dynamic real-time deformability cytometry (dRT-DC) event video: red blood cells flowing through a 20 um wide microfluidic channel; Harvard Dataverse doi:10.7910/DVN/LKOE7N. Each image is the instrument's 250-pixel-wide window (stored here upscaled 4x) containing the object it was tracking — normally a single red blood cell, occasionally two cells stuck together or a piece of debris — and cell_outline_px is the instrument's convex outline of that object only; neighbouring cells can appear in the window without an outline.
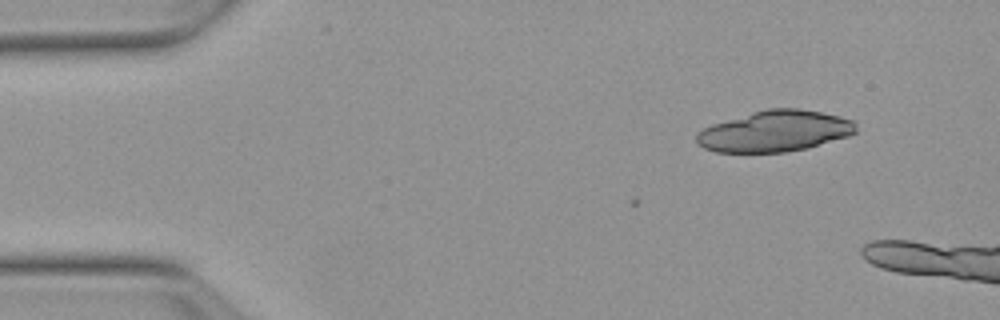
{"species": "Egyptian fruit bat (a non-hibernating species)", "species_latin": "Rousettus aegyptiacus", "temperature_condition": "warm", "stored_images_in_passage": 5, "camera_frame_rate_fps": 3000, "um_per_image_px": 0.085, "animal": {"sex": "female"}, "frame": {"image": 1, "passage_image": 5, "time_ms": 1.333, "image_size_px": [1000, 320], "cell_outline_px": [[856, 132], [848, 136], [808, 148], [784, 152], [716, 152], [704, 148], [696, 144], [696, 136], [704, 128], [712, 124], [752, 112], [768, 108], [800, 108], [840, 116], [856, 120]], "centroid_in_image_um": [65.88, 11.15], "position_along_channel_um": 19.1, "area_um2": 38.21}}